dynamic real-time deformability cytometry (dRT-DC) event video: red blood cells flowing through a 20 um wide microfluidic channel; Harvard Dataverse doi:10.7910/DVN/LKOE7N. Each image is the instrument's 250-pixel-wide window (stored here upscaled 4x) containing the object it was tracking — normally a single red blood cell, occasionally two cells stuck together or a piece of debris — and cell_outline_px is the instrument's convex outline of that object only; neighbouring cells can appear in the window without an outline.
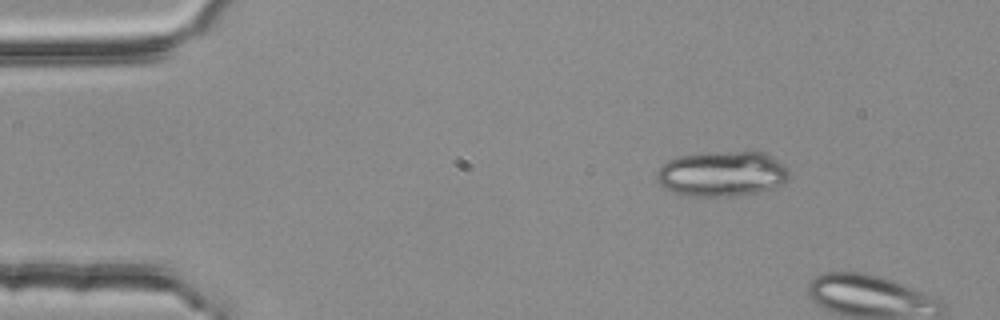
{"species": "common noctule bat (a hibernating species)", "species_latin": "Nyctalus noctula", "temperature_condition": "room temperature", "stored_images_in_passage": 2, "camera_frame_rate_fps": 3000, "um_per_image_px": 0.085, "animal": {"sex": "female", "body_mass_g": 25.1}, "frame": {"image": 1, "passage_image": 1, "time_ms": 0.0, "image_size_px": [1000, 320], "cell_outline_px": [[788, 176], [780, 184], [772, 188], [756, 192], [732, 196], [692, 196], [672, 192], [664, 188], [660, 184], [656, 176], [656, 172], [660, 164], [668, 160], [680, 156], [704, 152], [764, 152], [788, 168]], "centroid_in_image_um": [61.3, 14.76], "position_along_channel_um": 23.7, "area_um2": 34.74}}